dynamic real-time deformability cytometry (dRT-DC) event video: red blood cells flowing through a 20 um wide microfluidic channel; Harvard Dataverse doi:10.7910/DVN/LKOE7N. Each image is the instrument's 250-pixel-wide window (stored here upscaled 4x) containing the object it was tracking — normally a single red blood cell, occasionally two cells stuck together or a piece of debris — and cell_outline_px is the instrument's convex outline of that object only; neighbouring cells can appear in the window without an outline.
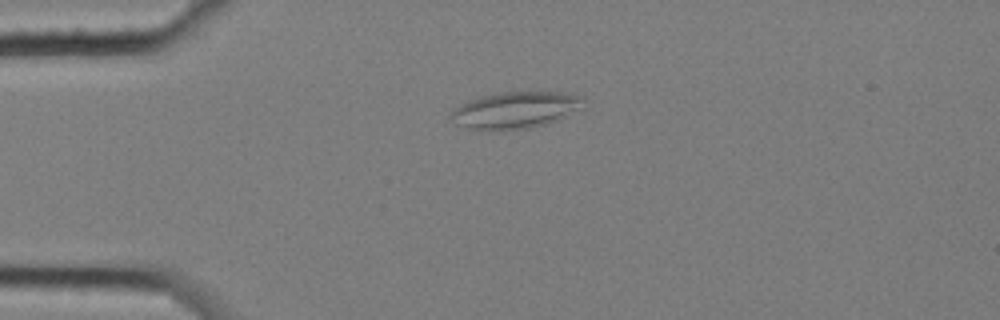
{"species": "common noctule bat (a hibernating species)", "species_latin": "Nyctalus noctula", "temperature_condition": "cold", "stored_images_in_passage": 6, "camera_frame_rate_fps": 3000, "um_per_image_px": 0.085, "animal": {"sex": "female", "body_mass_g": 25.1}, "frame": {"image": 1, "passage_image": 4, "time_ms": 1.0, "image_size_px": [1000, 320], "cell_outline_px": [[584, 108], [560, 120], [548, 124], [528, 128], [496, 132], [492, 132], [468, 128], [460, 124], [448, 116], [460, 104], [480, 96], [500, 92], [564, 92], [584, 96]], "centroid_in_image_um": [43.88, 9.37], "position_along_channel_um": 41.1, "area_um2": 28.96}}